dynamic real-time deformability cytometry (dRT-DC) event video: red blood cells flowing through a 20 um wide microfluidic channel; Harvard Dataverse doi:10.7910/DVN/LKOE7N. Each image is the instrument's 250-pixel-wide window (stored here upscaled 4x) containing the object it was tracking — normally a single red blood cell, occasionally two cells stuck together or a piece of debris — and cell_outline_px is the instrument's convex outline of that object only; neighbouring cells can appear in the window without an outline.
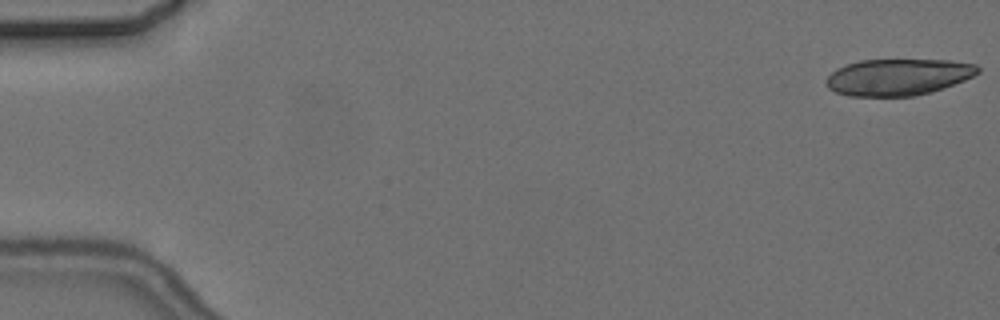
{"species": "common noctule bat (a hibernating species)", "species_latin": "Nyctalus noctula", "temperature_condition": "cold", "stored_images_in_passage": 6, "camera_frame_rate_fps": 3000, "um_per_image_px": 0.085, "animal": {"sex": "female", "body_mass_g": 24.6, "forearm_length_mm": 56.2}, "frame": {"image": 1, "passage_image": 1, "time_ms": 0.0, "image_size_px": [1000, 320], "cell_outline_px": [[980, 72], [964, 80], [944, 88], [932, 92], [912, 96], [848, 96], [836, 92], [828, 88], [824, 80], [836, 68], [844, 64], [860, 60], [948, 60], [976, 64], [980, 68]], "centroid_in_image_um": [76.31, 6.55], "position_along_channel_um": 8.7, "area_um2": 32.48}}